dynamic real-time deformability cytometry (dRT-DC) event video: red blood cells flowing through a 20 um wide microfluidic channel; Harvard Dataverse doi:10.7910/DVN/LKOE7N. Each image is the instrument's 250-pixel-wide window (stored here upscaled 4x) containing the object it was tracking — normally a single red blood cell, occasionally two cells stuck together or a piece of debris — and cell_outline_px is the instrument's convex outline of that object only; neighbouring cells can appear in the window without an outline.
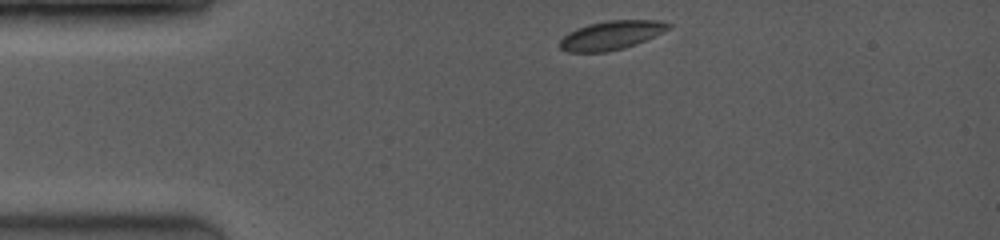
{"species": "common noctule bat (a hibernating species)", "species_latin": "Nyctalus noctula", "temperature_condition": "room temperature", "stored_images_in_passage": 2, "camera_frame_rate_fps": 3500, "um_per_image_px": 0.085, "animal": {"sex": "female", "body_mass_g": 19.0, "forearm_length_mm": 53.3}, "frame": {"image": 1, "passage_image": 1, "time_ms": 0.0, "image_size_px": [1000, 240], "cell_outline_px": [[672, 28], [636, 44], [624, 48], [604, 52], [568, 52], [560, 48], [560, 40], [564, 36], [588, 24], [608, 20], [656, 20], [672, 24]], "centroid_in_image_um": [52.0, 2.99], "position_along_channel_um": 33.0, "area_um2": 18.03}}